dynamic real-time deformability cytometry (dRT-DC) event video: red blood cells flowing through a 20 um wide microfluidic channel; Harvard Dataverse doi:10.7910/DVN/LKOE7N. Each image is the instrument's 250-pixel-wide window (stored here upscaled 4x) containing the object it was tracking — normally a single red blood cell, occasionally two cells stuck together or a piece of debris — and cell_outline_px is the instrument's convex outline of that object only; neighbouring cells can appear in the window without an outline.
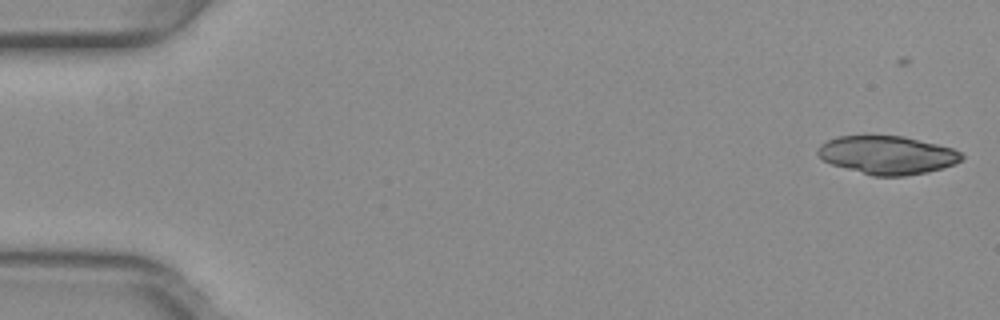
{"species": "common noctule bat (a hibernating species)", "species_latin": "Nyctalus noctula", "temperature_condition": "warm", "stored_images_in_passage": 10, "camera_frame_rate_fps": 3000, "um_per_image_px": 0.085, "animal": {"sex": "female", "body_mass_g": 29.2, "forearm_length_mm": 56.3}, "frame": {"image": 1, "passage_image": 1, "time_ms": 0.0, "image_size_px": [1000, 320], "cell_outline_px": [[964, 160], [956, 164], [944, 168], [928, 172], [904, 176], [872, 176], [832, 164], [824, 160], [816, 152], [816, 148], [820, 144], [828, 140], [840, 136], [904, 136], [952, 148], [960, 152], [964, 156]], "centroid_in_image_um": [75.45, 13.18], "position_along_channel_um": 9.6, "area_um2": 32.14}}